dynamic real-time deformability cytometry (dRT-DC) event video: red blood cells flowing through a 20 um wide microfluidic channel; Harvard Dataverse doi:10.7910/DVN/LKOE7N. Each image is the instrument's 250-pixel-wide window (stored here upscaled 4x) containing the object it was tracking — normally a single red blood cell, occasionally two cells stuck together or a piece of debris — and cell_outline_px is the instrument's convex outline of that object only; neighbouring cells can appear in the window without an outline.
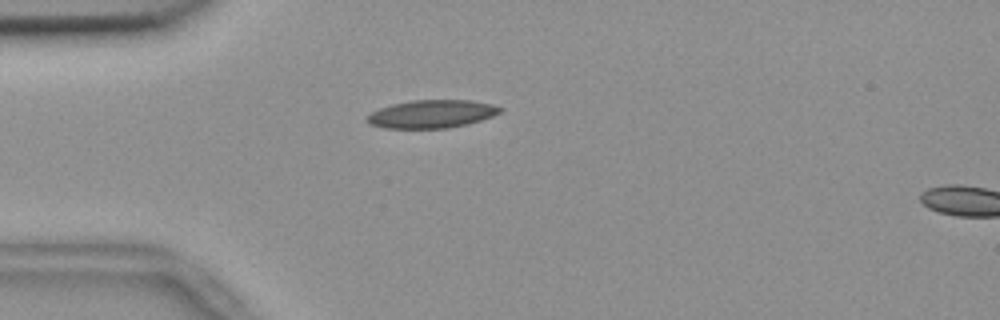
{"species": "common noctule bat (a hibernating species)", "species_latin": "Nyctalus noctula", "temperature_condition": "room temperature", "stored_images_in_passage": 55, "camera_frame_rate_fps": 3000, "um_per_image_px": 0.085, "animal": {"sex": "female", "body_mass_g": 18.4}, "frame": {"image": 1, "passage_image": 15, "time_ms": 4.667, "image_size_px": [1000, 320], "cell_outline_px": [[504, 108], [500, 112], [492, 116], [468, 124], [448, 128], [384, 128], [368, 124], [368, 116], [372, 112], [380, 108], [392, 104], [412, 100], [468, 100], [492, 104]], "centroid_in_image_um": [36.71, 9.69], "position_along_channel_um": 48.3, "area_um2": 21.62}}
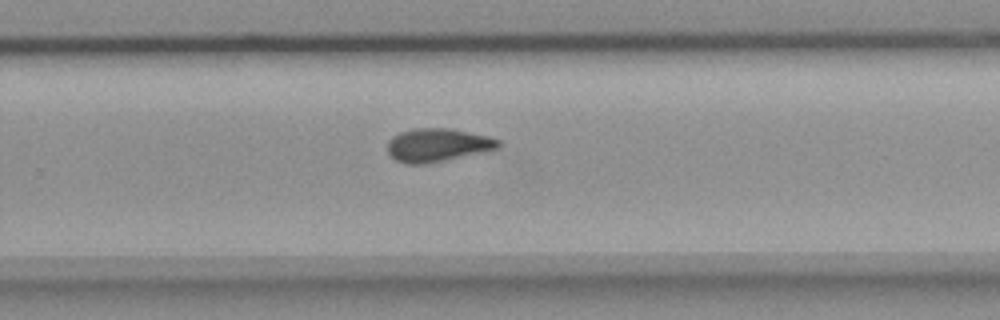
{"frame": {"image": 2, "passage_image": 36, "time_ms": 11.667, "image_size_px": [1000, 320], "cell_outline_px": [[504, 144], [500, 148], [424, 164], [404, 164], [396, 160], [388, 152], [388, 140], [392, 136], [400, 132], [412, 128], [452, 128], [488, 136], [500, 140]], "centroid_in_image_um": [37.2, 12.31], "position_along_channel_um": 292.6, "area_um2": 21.56}}
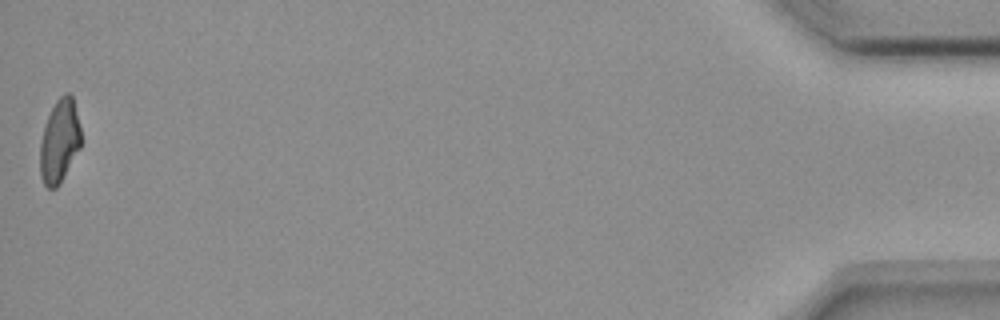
{"frame": {"image": 3, "passage_image": 55, "time_ms": 18.0, "image_size_px": [1000, 320], "cell_outline_px": [[80, 148], [60, 184], [56, 188], [48, 188], [44, 184], [40, 176], [40, 140], [48, 116], [56, 100], [64, 92], [68, 92], [72, 96], [80, 128]], "centroid_in_image_um": [5.04, 12.01], "position_along_channel_um": 430.2, "area_um2": 19.77}, "authors_computed_cell_mechanics": {"area_um2": 20.9814, "velocity_mm_per_s": 3.6907, "shape_relaxation_time_tau1_ms": null, "shape_relaxation_time_tau2_ms": 4.648, "deformation_change_tau1": null, "deformation_change_tau2": 0.1251}}